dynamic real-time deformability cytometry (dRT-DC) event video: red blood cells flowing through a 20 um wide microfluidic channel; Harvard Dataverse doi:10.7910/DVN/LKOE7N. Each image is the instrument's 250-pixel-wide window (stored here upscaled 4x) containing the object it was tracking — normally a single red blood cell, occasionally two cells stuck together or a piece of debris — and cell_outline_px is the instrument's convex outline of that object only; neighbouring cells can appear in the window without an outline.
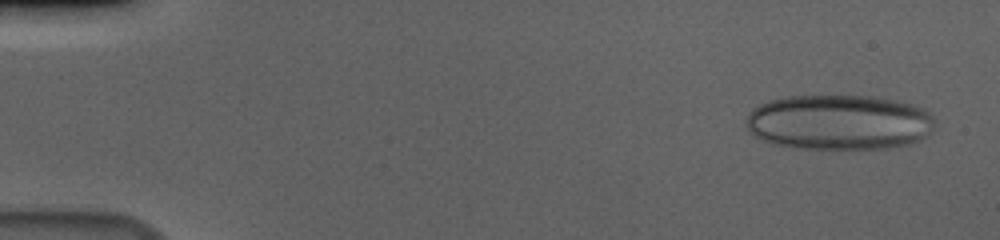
{"species": "human", "species_latin": "Homo sapiens", "temperature_condition": "cold", "stored_images_in_passage": 58, "camera_frame_rate_fps": 3000, "um_per_image_px": 0.085, "donor": {"sex": "male"}, "frame": {"image": 1, "passage_image": 3, "time_ms": 0.667, "image_size_px": [1000, 240], "cell_outline_px": [[932, 132], [908, 144], [884, 148], [792, 148], [776, 144], [764, 140], [748, 132], [748, 116], [760, 104], [768, 100], [788, 96], [876, 96], [908, 104], [920, 108], [928, 112], [932, 120]], "centroid_in_image_um": [71.28, 10.39], "position_along_channel_um": 13.7, "area_um2": 59.88}}
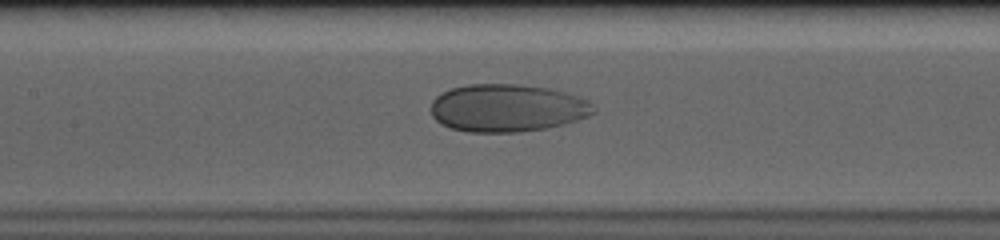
{"frame": {"image": 2, "passage_image": 28, "time_ms": 9.0, "image_size_px": [1000, 240], "cell_outline_px": [[596, 112], [588, 116], [564, 124], [544, 128], [516, 132], [468, 132], [452, 128], [440, 124], [432, 116], [432, 100], [440, 92], [452, 88], [468, 84], [516, 84], [548, 88], [564, 92], [588, 100], [596, 108]], "centroid_in_image_um": [43.1, 9.18], "position_along_channel_um": 164.3, "area_um2": 45.2}}
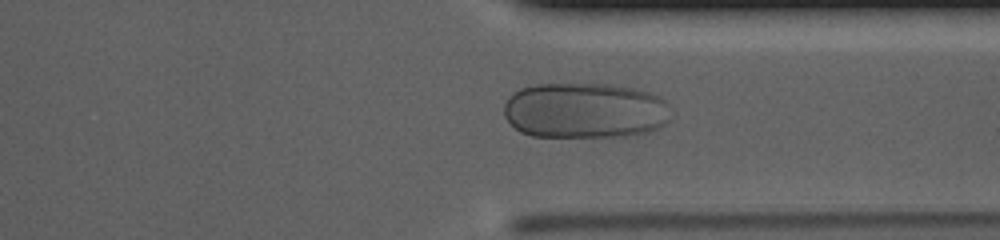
{"frame": {"image": 3, "passage_image": 45, "time_ms": 14.667, "image_size_px": [1000, 240], "cell_outline_px": [[668, 120], [660, 128], [648, 132], [628, 136], [532, 136], [520, 132], [504, 116], [504, 104], [508, 96], [520, 88], [536, 84], [612, 84], [632, 88], [648, 92], [664, 100]], "centroid_in_image_um": [49.66, 9.39], "position_along_channel_um": 361.7, "area_um2": 54.04}}